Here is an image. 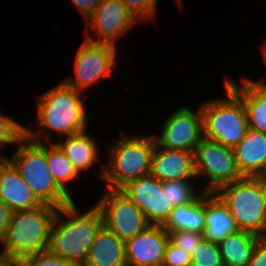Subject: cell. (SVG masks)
I'll list each match as a JSON object with an SVG mask.
<instances>
[{
    "label": "cell",
    "mask_w": 266,
    "mask_h": 266,
    "mask_svg": "<svg viewBox=\"0 0 266 266\" xmlns=\"http://www.w3.org/2000/svg\"><path fill=\"white\" fill-rule=\"evenodd\" d=\"M83 93L60 81L36 95V121L25 126V135L35 142H54L53 133L61 139L87 130L89 117L84 100L88 95Z\"/></svg>",
    "instance_id": "1"
},
{
    "label": "cell",
    "mask_w": 266,
    "mask_h": 266,
    "mask_svg": "<svg viewBox=\"0 0 266 266\" xmlns=\"http://www.w3.org/2000/svg\"><path fill=\"white\" fill-rule=\"evenodd\" d=\"M78 206L73 200L58 209L51 226L48 250L75 266H84L104 221L96 204L85 212L78 210Z\"/></svg>",
    "instance_id": "2"
},
{
    "label": "cell",
    "mask_w": 266,
    "mask_h": 266,
    "mask_svg": "<svg viewBox=\"0 0 266 266\" xmlns=\"http://www.w3.org/2000/svg\"><path fill=\"white\" fill-rule=\"evenodd\" d=\"M126 132L121 131L120 135L105 145L107 151L103 152L105 154L102 160H107L104 161L101 181L109 189L121 190L131 181L150 174L151 157L156 143L152 132Z\"/></svg>",
    "instance_id": "3"
},
{
    "label": "cell",
    "mask_w": 266,
    "mask_h": 266,
    "mask_svg": "<svg viewBox=\"0 0 266 266\" xmlns=\"http://www.w3.org/2000/svg\"><path fill=\"white\" fill-rule=\"evenodd\" d=\"M58 207L48 204L12 212L7 232L0 245V255L22 261L24 258L48 250L52 222Z\"/></svg>",
    "instance_id": "4"
},
{
    "label": "cell",
    "mask_w": 266,
    "mask_h": 266,
    "mask_svg": "<svg viewBox=\"0 0 266 266\" xmlns=\"http://www.w3.org/2000/svg\"><path fill=\"white\" fill-rule=\"evenodd\" d=\"M12 157L7 159L43 204L62 207L71 203L69 197L55 182L46 157V142H35L26 135L16 144Z\"/></svg>",
    "instance_id": "5"
},
{
    "label": "cell",
    "mask_w": 266,
    "mask_h": 266,
    "mask_svg": "<svg viewBox=\"0 0 266 266\" xmlns=\"http://www.w3.org/2000/svg\"><path fill=\"white\" fill-rule=\"evenodd\" d=\"M215 194L228 207L239 230L266 237V179L248 177L221 186Z\"/></svg>",
    "instance_id": "6"
},
{
    "label": "cell",
    "mask_w": 266,
    "mask_h": 266,
    "mask_svg": "<svg viewBox=\"0 0 266 266\" xmlns=\"http://www.w3.org/2000/svg\"><path fill=\"white\" fill-rule=\"evenodd\" d=\"M224 98H209L200 103L203 116V137L234 148L248 129L242 100L225 84Z\"/></svg>",
    "instance_id": "7"
},
{
    "label": "cell",
    "mask_w": 266,
    "mask_h": 266,
    "mask_svg": "<svg viewBox=\"0 0 266 266\" xmlns=\"http://www.w3.org/2000/svg\"><path fill=\"white\" fill-rule=\"evenodd\" d=\"M194 168L198 183L202 177L206 178L207 181L199 186L207 193H215L221 186L243 177L233 148L205 137L194 151Z\"/></svg>",
    "instance_id": "8"
},
{
    "label": "cell",
    "mask_w": 266,
    "mask_h": 266,
    "mask_svg": "<svg viewBox=\"0 0 266 266\" xmlns=\"http://www.w3.org/2000/svg\"><path fill=\"white\" fill-rule=\"evenodd\" d=\"M74 60L75 74L62 80L67 86L75 88L84 94L100 84L102 80L111 77L117 66L118 48L110 44L93 43L83 40L77 49Z\"/></svg>",
    "instance_id": "9"
},
{
    "label": "cell",
    "mask_w": 266,
    "mask_h": 266,
    "mask_svg": "<svg viewBox=\"0 0 266 266\" xmlns=\"http://www.w3.org/2000/svg\"><path fill=\"white\" fill-rule=\"evenodd\" d=\"M95 204L100 208L104 225L121 241L135 237L149 226L142 211L121 191L103 187Z\"/></svg>",
    "instance_id": "10"
},
{
    "label": "cell",
    "mask_w": 266,
    "mask_h": 266,
    "mask_svg": "<svg viewBox=\"0 0 266 266\" xmlns=\"http://www.w3.org/2000/svg\"><path fill=\"white\" fill-rule=\"evenodd\" d=\"M85 22L89 29V31L88 29L84 31L85 40L115 47L120 38L127 35L135 25L140 24L121 0H101ZM91 31H94L92 35Z\"/></svg>",
    "instance_id": "11"
},
{
    "label": "cell",
    "mask_w": 266,
    "mask_h": 266,
    "mask_svg": "<svg viewBox=\"0 0 266 266\" xmlns=\"http://www.w3.org/2000/svg\"><path fill=\"white\" fill-rule=\"evenodd\" d=\"M197 109L182 106L175 109L161 124L160 133H152L161 148L194 152L203 138V116Z\"/></svg>",
    "instance_id": "12"
},
{
    "label": "cell",
    "mask_w": 266,
    "mask_h": 266,
    "mask_svg": "<svg viewBox=\"0 0 266 266\" xmlns=\"http://www.w3.org/2000/svg\"><path fill=\"white\" fill-rule=\"evenodd\" d=\"M121 191L142 211L149 225H165L173 206L160 180L148 174L131 181Z\"/></svg>",
    "instance_id": "13"
},
{
    "label": "cell",
    "mask_w": 266,
    "mask_h": 266,
    "mask_svg": "<svg viewBox=\"0 0 266 266\" xmlns=\"http://www.w3.org/2000/svg\"><path fill=\"white\" fill-rule=\"evenodd\" d=\"M170 240L163 226L149 225L125 242L128 266H162L165 248Z\"/></svg>",
    "instance_id": "14"
},
{
    "label": "cell",
    "mask_w": 266,
    "mask_h": 266,
    "mask_svg": "<svg viewBox=\"0 0 266 266\" xmlns=\"http://www.w3.org/2000/svg\"><path fill=\"white\" fill-rule=\"evenodd\" d=\"M150 174L161 182L197 180L194 152L161 148L155 143L151 157Z\"/></svg>",
    "instance_id": "15"
},
{
    "label": "cell",
    "mask_w": 266,
    "mask_h": 266,
    "mask_svg": "<svg viewBox=\"0 0 266 266\" xmlns=\"http://www.w3.org/2000/svg\"><path fill=\"white\" fill-rule=\"evenodd\" d=\"M224 75V83L242 100L248 128L266 134V89L252 77L242 76L238 84L232 77Z\"/></svg>",
    "instance_id": "16"
},
{
    "label": "cell",
    "mask_w": 266,
    "mask_h": 266,
    "mask_svg": "<svg viewBox=\"0 0 266 266\" xmlns=\"http://www.w3.org/2000/svg\"><path fill=\"white\" fill-rule=\"evenodd\" d=\"M90 132V133H89ZM55 143L64 152L67 159L72 163L76 170L82 175L84 171H89L98 162L102 165L99 171L95 170L96 177L102 179L104 163L101 160L99 144L91 131H83L77 134L55 140Z\"/></svg>",
    "instance_id": "17"
},
{
    "label": "cell",
    "mask_w": 266,
    "mask_h": 266,
    "mask_svg": "<svg viewBox=\"0 0 266 266\" xmlns=\"http://www.w3.org/2000/svg\"><path fill=\"white\" fill-rule=\"evenodd\" d=\"M0 199L13 212L42 204L7 158L0 164Z\"/></svg>",
    "instance_id": "18"
},
{
    "label": "cell",
    "mask_w": 266,
    "mask_h": 266,
    "mask_svg": "<svg viewBox=\"0 0 266 266\" xmlns=\"http://www.w3.org/2000/svg\"><path fill=\"white\" fill-rule=\"evenodd\" d=\"M233 150L242 176H266V134L248 128Z\"/></svg>",
    "instance_id": "19"
},
{
    "label": "cell",
    "mask_w": 266,
    "mask_h": 266,
    "mask_svg": "<svg viewBox=\"0 0 266 266\" xmlns=\"http://www.w3.org/2000/svg\"><path fill=\"white\" fill-rule=\"evenodd\" d=\"M238 230L228 207L215 193L205 192V230L203 238L219 243Z\"/></svg>",
    "instance_id": "20"
},
{
    "label": "cell",
    "mask_w": 266,
    "mask_h": 266,
    "mask_svg": "<svg viewBox=\"0 0 266 266\" xmlns=\"http://www.w3.org/2000/svg\"><path fill=\"white\" fill-rule=\"evenodd\" d=\"M125 242L103 225L91 246L84 266H126Z\"/></svg>",
    "instance_id": "21"
},
{
    "label": "cell",
    "mask_w": 266,
    "mask_h": 266,
    "mask_svg": "<svg viewBox=\"0 0 266 266\" xmlns=\"http://www.w3.org/2000/svg\"><path fill=\"white\" fill-rule=\"evenodd\" d=\"M262 237L245 230H238L218 243L224 266H247L256 243Z\"/></svg>",
    "instance_id": "22"
},
{
    "label": "cell",
    "mask_w": 266,
    "mask_h": 266,
    "mask_svg": "<svg viewBox=\"0 0 266 266\" xmlns=\"http://www.w3.org/2000/svg\"><path fill=\"white\" fill-rule=\"evenodd\" d=\"M163 227L168 233L186 230L203 234L205 230V192L188 205L173 207L170 217Z\"/></svg>",
    "instance_id": "23"
},
{
    "label": "cell",
    "mask_w": 266,
    "mask_h": 266,
    "mask_svg": "<svg viewBox=\"0 0 266 266\" xmlns=\"http://www.w3.org/2000/svg\"><path fill=\"white\" fill-rule=\"evenodd\" d=\"M46 157L50 173L57 185L72 200H75L73 192L69 190V186L70 183L78 180L83 175L76 170L55 142H46Z\"/></svg>",
    "instance_id": "24"
},
{
    "label": "cell",
    "mask_w": 266,
    "mask_h": 266,
    "mask_svg": "<svg viewBox=\"0 0 266 266\" xmlns=\"http://www.w3.org/2000/svg\"><path fill=\"white\" fill-rule=\"evenodd\" d=\"M197 180L165 181L162 184L167 188V197L173 207L188 205L196 201L204 191Z\"/></svg>",
    "instance_id": "25"
},
{
    "label": "cell",
    "mask_w": 266,
    "mask_h": 266,
    "mask_svg": "<svg viewBox=\"0 0 266 266\" xmlns=\"http://www.w3.org/2000/svg\"><path fill=\"white\" fill-rule=\"evenodd\" d=\"M191 266H224L218 243L203 238L191 256Z\"/></svg>",
    "instance_id": "26"
},
{
    "label": "cell",
    "mask_w": 266,
    "mask_h": 266,
    "mask_svg": "<svg viewBox=\"0 0 266 266\" xmlns=\"http://www.w3.org/2000/svg\"><path fill=\"white\" fill-rule=\"evenodd\" d=\"M25 136V125L10 116L0 113V150L17 144ZM6 147V148H5Z\"/></svg>",
    "instance_id": "27"
},
{
    "label": "cell",
    "mask_w": 266,
    "mask_h": 266,
    "mask_svg": "<svg viewBox=\"0 0 266 266\" xmlns=\"http://www.w3.org/2000/svg\"><path fill=\"white\" fill-rule=\"evenodd\" d=\"M128 11L139 22H156L159 0H121Z\"/></svg>",
    "instance_id": "28"
},
{
    "label": "cell",
    "mask_w": 266,
    "mask_h": 266,
    "mask_svg": "<svg viewBox=\"0 0 266 266\" xmlns=\"http://www.w3.org/2000/svg\"><path fill=\"white\" fill-rule=\"evenodd\" d=\"M22 266H75L72 262L51 253L49 250L42 251L24 258Z\"/></svg>",
    "instance_id": "29"
},
{
    "label": "cell",
    "mask_w": 266,
    "mask_h": 266,
    "mask_svg": "<svg viewBox=\"0 0 266 266\" xmlns=\"http://www.w3.org/2000/svg\"><path fill=\"white\" fill-rule=\"evenodd\" d=\"M170 240L192 256L194 250L203 239V234H199L192 231L176 230L169 233Z\"/></svg>",
    "instance_id": "30"
},
{
    "label": "cell",
    "mask_w": 266,
    "mask_h": 266,
    "mask_svg": "<svg viewBox=\"0 0 266 266\" xmlns=\"http://www.w3.org/2000/svg\"><path fill=\"white\" fill-rule=\"evenodd\" d=\"M162 266H191V256L169 240Z\"/></svg>",
    "instance_id": "31"
},
{
    "label": "cell",
    "mask_w": 266,
    "mask_h": 266,
    "mask_svg": "<svg viewBox=\"0 0 266 266\" xmlns=\"http://www.w3.org/2000/svg\"><path fill=\"white\" fill-rule=\"evenodd\" d=\"M247 266H266V237H262L256 243Z\"/></svg>",
    "instance_id": "32"
},
{
    "label": "cell",
    "mask_w": 266,
    "mask_h": 266,
    "mask_svg": "<svg viewBox=\"0 0 266 266\" xmlns=\"http://www.w3.org/2000/svg\"><path fill=\"white\" fill-rule=\"evenodd\" d=\"M86 19L93 13L101 0H70Z\"/></svg>",
    "instance_id": "33"
},
{
    "label": "cell",
    "mask_w": 266,
    "mask_h": 266,
    "mask_svg": "<svg viewBox=\"0 0 266 266\" xmlns=\"http://www.w3.org/2000/svg\"><path fill=\"white\" fill-rule=\"evenodd\" d=\"M12 212L13 211L0 199V242L7 232Z\"/></svg>",
    "instance_id": "34"
},
{
    "label": "cell",
    "mask_w": 266,
    "mask_h": 266,
    "mask_svg": "<svg viewBox=\"0 0 266 266\" xmlns=\"http://www.w3.org/2000/svg\"><path fill=\"white\" fill-rule=\"evenodd\" d=\"M0 266H22V265L20 260L0 255Z\"/></svg>",
    "instance_id": "35"
},
{
    "label": "cell",
    "mask_w": 266,
    "mask_h": 266,
    "mask_svg": "<svg viewBox=\"0 0 266 266\" xmlns=\"http://www.w3.org/2000/svg\"><path fill=\"white\" fill-rule=\"evenodd\" d=\"M262 51H260L262 54V58L264 59V65H266V44L265 45H263L262 47ZM256 82H258L262 87H264L265 89H266V78L265 77H263V75L260 77V78H258V79H256Z\"/></svg>",
    "instance_id": "36"
}]
</instances>
